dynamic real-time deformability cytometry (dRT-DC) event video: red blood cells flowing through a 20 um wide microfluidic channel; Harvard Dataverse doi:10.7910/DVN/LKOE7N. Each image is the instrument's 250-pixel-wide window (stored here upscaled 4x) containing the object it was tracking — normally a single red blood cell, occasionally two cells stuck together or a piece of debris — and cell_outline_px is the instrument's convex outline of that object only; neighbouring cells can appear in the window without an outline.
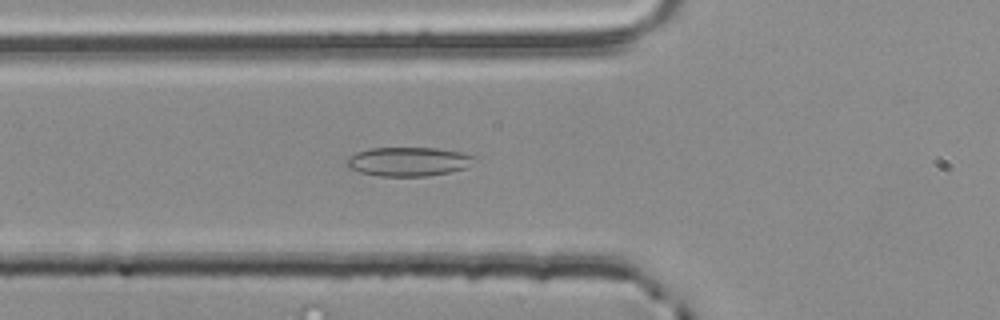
{"species": "common noctule bat (a hibernating species)", "species_latin": "Nyctalus noctula", "temperature_condition": "room temperature", "stored_images_in_passage": 46, "camera_frame_rate_fps": 3000, "um_per_image_px": 0.085, "animal": {"sex": "male", "body_mass_g": 20.4}, "frame": {"image": 1, "passage_image": 12, "time_ms": 3.667, "image_size_px": [1000, 320], "cell_outline_px": [[476, 156], [464, 168], [448, 172], [428, 176], [380, 176], [360, 172], [348, 168], [344, 164], [356, 152], [368, 148], [436, 148], [460, 152]], "centroid_in_image_um": [34.66, 13.73], "position_along_channel_um": 91.1, "area_um2": 21.33}}
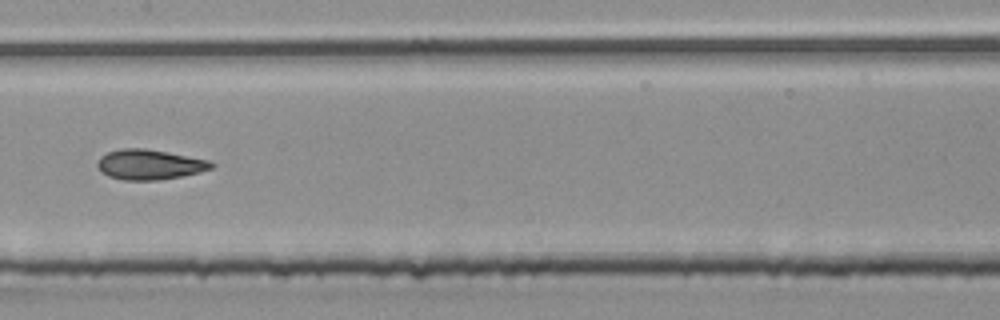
{"frame": {"image": 2, "passage_image": 20, "time_ms": 6.333, "image_size_px": [1000, 320], "cell_outline_px": [[216, 164], [212, 168], [200, 172], [160, 180], [124, 180], [108, 176], [100, 172], [96, 164], [100, 156], [108, 152], [124, 148], [144, 148], [168, 152], [208, 160]], "centroid_in_image_um": [12.69, 13.99], "position_along_channel_um": 194.7, "area_um2": 20.0}}
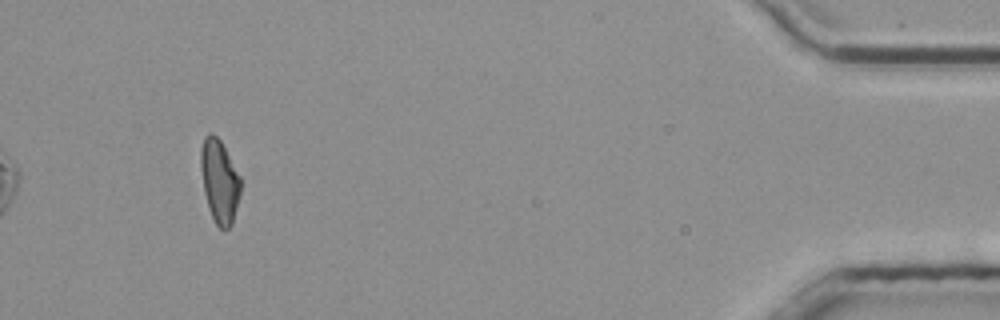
{"frame": {"image": 3, "passage_image": 43, "time_ms": 14.0, "image_size_px": [1000, 320], "cell_outline_px": [[240, 192], [232, 224], [228, 228], [220, 228], [216, 224], [208, 208], [204, 192], [200, 168], [200, 148], [204, 136], [212, 132], [220, 140], [240, 176]], "centroid_in_image_um": [18.63, 15.37], "position_along_channel_um": 416.6, "area_um2": 19.19}, "authors_computed_cell_mechanics": {"area_um2": 19.5653, "velocity_mm_per_s": 3.8611, "shape_relaxation_time_tau1_ms": null, "shape_relaxation_time_tau2_ms": 2.3781, "deformation_change_tau1": null, "deformation_change_tau2": 0.0792}}